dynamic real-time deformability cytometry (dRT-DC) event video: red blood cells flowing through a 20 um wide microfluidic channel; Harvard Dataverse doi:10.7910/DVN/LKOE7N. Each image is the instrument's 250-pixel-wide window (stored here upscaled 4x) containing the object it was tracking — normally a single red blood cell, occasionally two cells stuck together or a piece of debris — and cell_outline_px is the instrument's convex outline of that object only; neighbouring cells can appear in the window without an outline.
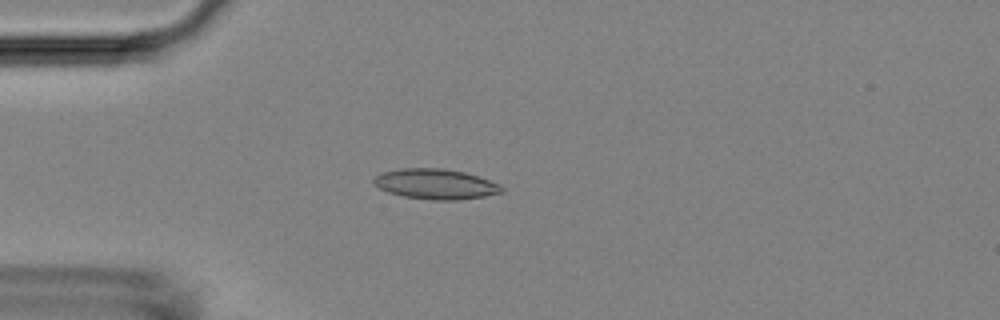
{"species": "Egyptian fruit bat (a non-hibernating species)", "species_latin": "Rousettus aegyptiacus", "temperature_condition": "room temperature", "stored_images_in_passage": 53, "camera_frame_rate_fps": 3000, "um_per_image_px": 0.085, "animal": {"sex": "female"}, "frame": {"image": 1, "passage_image": 13, "time_ms": 4.0, "image_size_px": [1000, 320], "cell_outline_px": [[504, 192], [484, 196], [460, 200], [432, 200], [404, 196], [388, 192], [380, 188], [372, 180], [380, 172], [400, 168], [444, 168], [464, 172], [500, 184], [504, 188]], "centroid_in_image_um": [37.03, 15.64], "position_along_channel_um": 48.0, "area_um2": 22.54}}
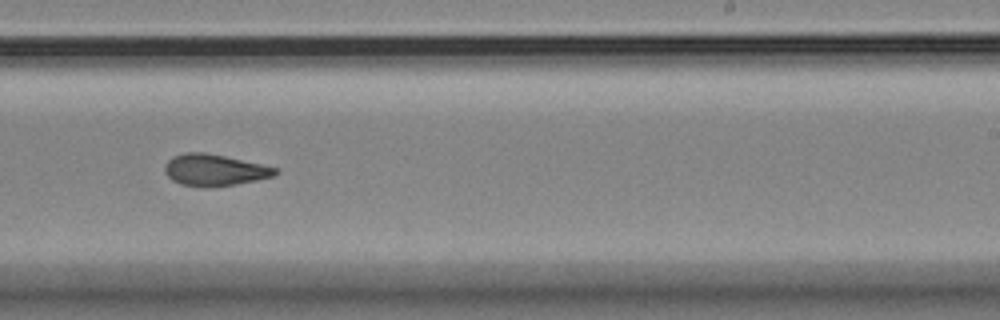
{"frame": {"image": 2, "passage_image": 32, "time_ms": 10.333, "image_size_px": [1000, 320], "cell_outline_px": [[280, 172], [272, 176], [256, 180], [236, 184], [212, 188], [200, 188], [180, 184], [172, 180], [164, 172], [164, 164], [172, 156], [184, 152], [204, 152], [224, 156], [260, 164], [276, 168]], "centroid_in_image_um": [18.16, 14.47], "position_along_channel_um": 270.8, "area_um2": 20.52}}
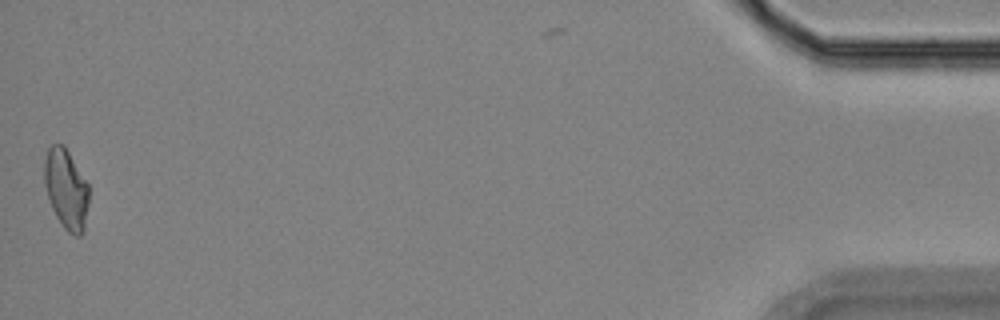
{"frame": {"image": 3, "passage_image": 52, "time_ms": 17.0, "image_size_px": [1000, 320], "cell_outline_px": [[88, 204], [84, 232], [80, 236], [76, 236], [68, 232], [64, 228], [56, 216], [52, 208], [44, 184], [44, 160], [48, 148], [52, 144], [64, 144], [88, 184]], "centroid_in_image_um": [5.62, 16.07], "position_along_channel_um": 429.6, "area_um2": 20.75}, "authors_computed_cell_mechanics": {"area_um2": 20.6924, "velocity_mm_per_s": 3.7255, "shape_relaxation_time_tau1_ms": null, "shape_relaxation_time_tau2_ms": 2.2798, "deformation_change_tau1": null, "deformation_change_tau2": 0.0864}}